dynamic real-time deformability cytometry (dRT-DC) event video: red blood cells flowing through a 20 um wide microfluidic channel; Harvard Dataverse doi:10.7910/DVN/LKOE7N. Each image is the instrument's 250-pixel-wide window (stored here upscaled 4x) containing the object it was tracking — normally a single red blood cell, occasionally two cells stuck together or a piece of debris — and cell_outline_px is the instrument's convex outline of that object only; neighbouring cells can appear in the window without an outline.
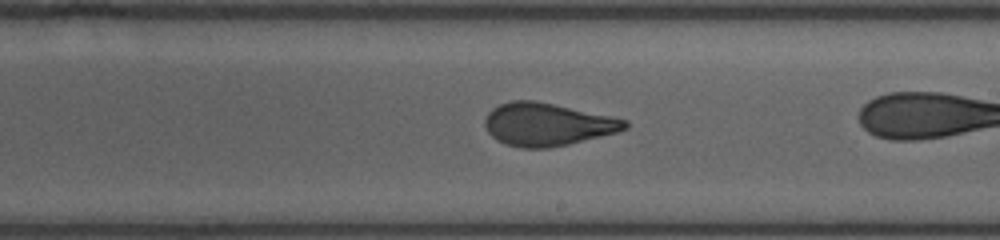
{"species": "human", "species_latin": "Homo sapiens", "temperature_condition": "room temperature", "stored_images_in_passage": 27, "camera_frame_rate_fps": 3000, "um_per_image_px": 0.085, "donor": {"sex": "female"}, "frame": {"image": 1, "passage_image": 16, "time_ms": 5.0, "image_size_px": [1000, 240], "cell_outline_px": [[628, 128], [616, 132], [568, 144], [548, 148], [520, 148], [504, 144], [496, 140], [488, 132], [484, 124], [484, 120], [488, 112], [492, 108], [500, 104], [512, 100], [536, 100], [612, 116], [628, 120]], "centroid_in_image_um": [46.49, 10.57], "position_along_channel_um": 242.5, "area_um2": 35.03}}